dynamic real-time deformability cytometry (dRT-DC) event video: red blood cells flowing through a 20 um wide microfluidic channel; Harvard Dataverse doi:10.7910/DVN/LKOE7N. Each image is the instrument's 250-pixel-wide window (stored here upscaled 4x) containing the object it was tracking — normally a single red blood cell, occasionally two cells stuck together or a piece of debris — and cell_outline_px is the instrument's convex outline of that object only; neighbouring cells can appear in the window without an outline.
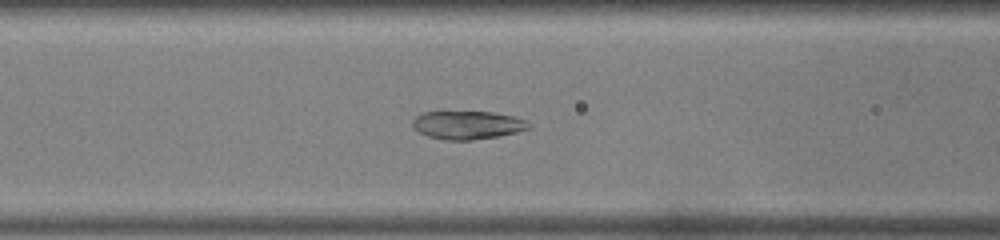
{"species": "common noctule bat (a hibernating species)", "species_latin": "Nyctalus noctula", "temperature_condition": "warm", "stored_images_in_passage": 37, "camera_frame_rate_fps": 3000, "um_per_image_px": 0.085, "animal": {"sex": "male", "body_mass_g": 19.0, "forearm_length_mm": 50.8}, "frame": {"image": 1, "passage_image": 8, "time_ms": 2.333, "image_size_px": [1000, 240], "cell_outline_px": [[532, 128], [500, 136], [472, 140], [444, 140], [428, 136], [420, 132], [412, 124], [412, 120], [416, 116], [424, 112], [492, 112], [512, 116], [524, 120]], "centroid_in_image_um": [39.74, 10.63], "position_along_channel_um": 126.9, "area_um2": 18.96}}
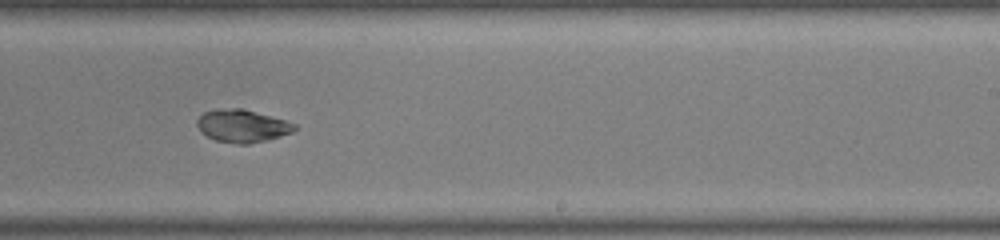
{"frame": {"image": 2, "passage_image": 18, "time_ms": 5.667, "image_size_px": [1000, 240], "cell_outline_px": [[296, 128], [292, 132], [268, 140], [248, 144], [236, 144], [216, 140], [200, 132], [196, 124], [196, 120], [204, 112], [232, 108], [244, 108], [284, 120], [296, 124]], "centroid_in_image_um": [20.59, 10.71], "position_along_channel_um": 268.4, "area_um2": 18.44}}
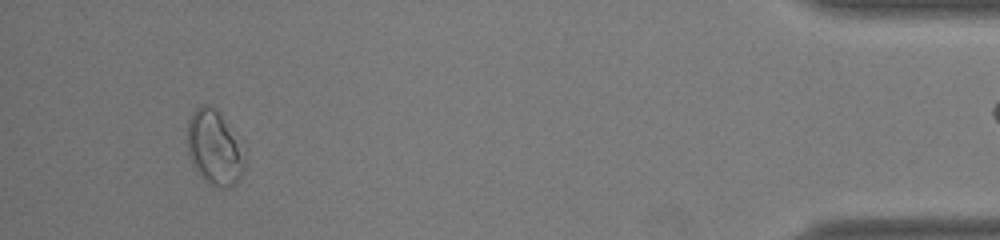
{"frame": {"image": 3, "passage_image": 33, "time_ms": 10.667, "image_size_px": [1000, 240], "cell_outline_px": [[244, 168], [236, 184], [228, 188], [220, 188], [208, 184], [196, 172], [188, 156], [188, 120], [192, 112], [196, 108], [204, 104], [208, 104], [220, 112], [244, 156]], "centroid_in_image_um": [18.17, 12.6], "position_along_channel_um": 417.0, "area_um2": 24.57}, "authors_computed_cell_mechanics": {"area_um2": 19.074, "velocity_mm_per_s": 4.2575, "shape_relaxation_time_tau1_ms": 9.3419, "shape_relaxation_time_tau2_ms": null, "deformation_change_tau1": 0.2908, "deformation_change_tau2": null}}